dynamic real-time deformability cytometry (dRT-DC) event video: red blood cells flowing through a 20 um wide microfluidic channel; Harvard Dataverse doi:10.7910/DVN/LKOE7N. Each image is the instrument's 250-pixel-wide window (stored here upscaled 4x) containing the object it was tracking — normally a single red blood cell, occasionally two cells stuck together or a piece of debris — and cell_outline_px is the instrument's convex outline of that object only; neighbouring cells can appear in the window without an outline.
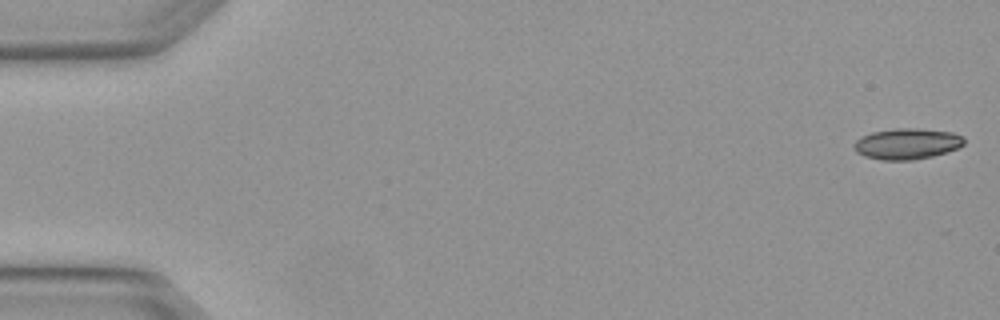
{"species": "Egyptian fruit bat (a non-hibernating species)", "species_latin": "Rousettus aegyptiacus", "temperature_condition": "warm", "stored_images_in_passage": 6, "segment_of_instrument_passage": [1, 2], "camera_frame_rate_fps": 3000, "um_per_image_px": 0.085, "animal": {"sex": "female"}, "frame": {"image": 1, "passage_image": 1, "time_ms": 0.0, "image_size_px": [1000, 320], "cell_outline_px": [[964, 144], [948, 152], [932, 156], [912, 160], [880, 160], [864, 156], [856, 152], [852, 144], [860, 136], [872, 132], [896, 128], [920, 128], [952, 132], [964, 136]], "centroid_in_image_um": [77.08, 12.21], "position_along_channel_um": 7.9, "area_um2": 20.06}}
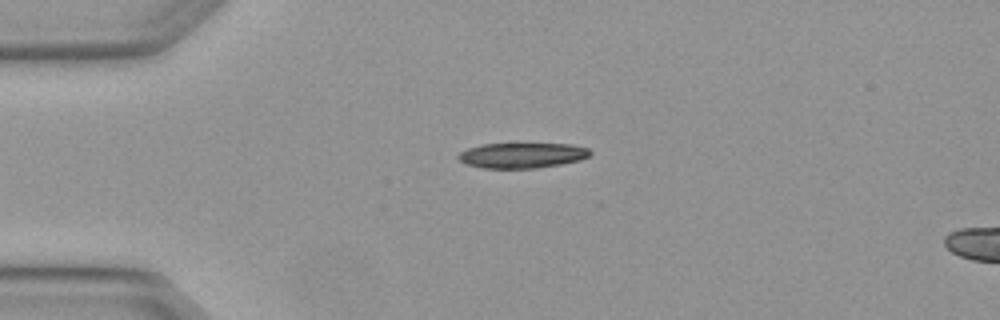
{"frame": {"image": 2, "passage_image": 4, "time_ms": 1.0, "image_size_px": [1000, 320], "cell_outline_px": [[592, 152], [588, 156], [580, 160], [560, 164], [536, 168], [484, 168], [464, 164], [456, 156], [460, 152], [468, 148], [484, 144], [572, 144], [588, 148]], "centroid_in_image_um": [44.36, 13.21], "position_along_channel_um": 40.6, "area_um2": 19.36}}